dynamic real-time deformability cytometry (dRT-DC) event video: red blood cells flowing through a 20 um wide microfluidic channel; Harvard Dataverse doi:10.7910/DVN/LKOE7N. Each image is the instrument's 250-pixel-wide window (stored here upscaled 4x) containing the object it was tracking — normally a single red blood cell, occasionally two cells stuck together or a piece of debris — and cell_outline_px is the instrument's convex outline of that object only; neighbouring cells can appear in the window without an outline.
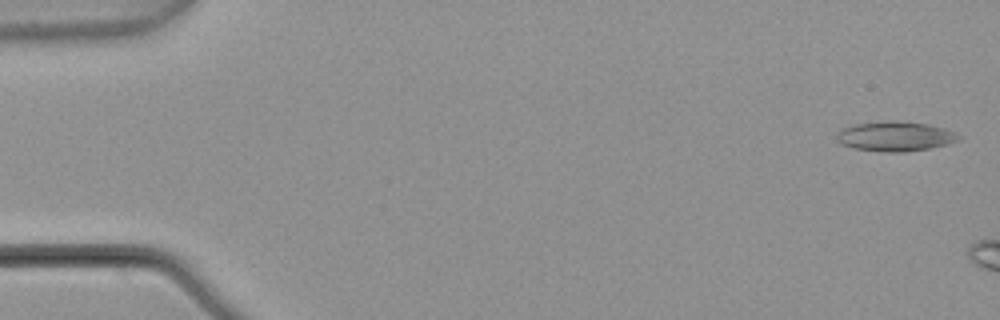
{"species": "common noctule bat (a hibernating species)", "species_latin": "Nyctalus noctula", "temperature_condition": "warm", "stored_images_in_passage": 3, "camera_frame_rate_fps": 3000, "um_per_image_px": 0.085, "animal": {"sex": "male", "body_mass_g": 21.5, "forearm_length_mm": 52.0}, "frame": {"image": 1, "passage_image": 1, "time_ms": 0.0, "image_size_px": [1000, 320], "cell_outline_px": [[960, 140], [948, 144], [928, 148], [904, 152], [884, 152], [852, 148], [840, 144], [836, 140], [836, 136], [844, 128], [852, 124], [928, 124], [944, 128], [956, 132], [960, 136]], "centroid_in_image_um": [76.11, 11.65], "position_along_channel_um": 8.9, "area_um2": 20.11}}